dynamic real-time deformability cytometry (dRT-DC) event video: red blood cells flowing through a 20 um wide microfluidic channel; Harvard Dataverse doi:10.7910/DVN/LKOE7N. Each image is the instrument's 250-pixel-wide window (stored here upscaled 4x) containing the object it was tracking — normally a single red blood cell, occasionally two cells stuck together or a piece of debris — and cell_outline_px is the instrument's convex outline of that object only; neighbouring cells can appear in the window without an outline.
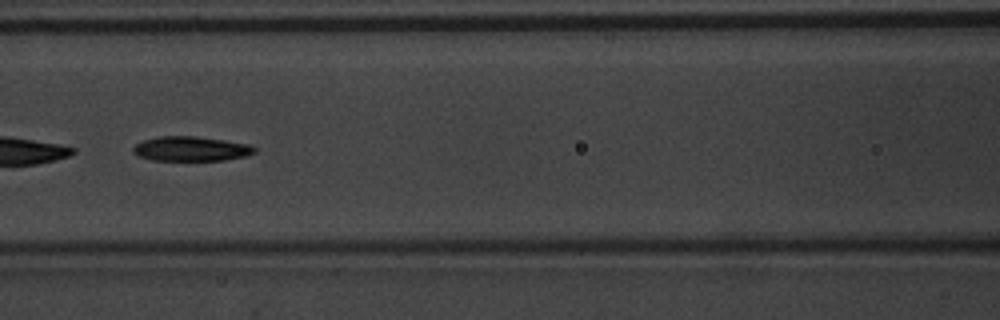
{"species": "common noctule bat (a hibernating species)", "species_latin": "Nyctalus noctula", "temperature_condition": "warm", "stored_images_in_passage": 5, "camera_frame_rate_fps": 3000, "um_per_image_px": 0.085, "animal": {"sex": "male", "body_mass_g": 20.1, "forearm_length_mm": 53.5}, "frame": {"image": 1, "passage_image": 5, "time_ms": 1.333, "image_size_px": [1000, 320], "cell_outline_px": [[256, 152], [244, 156], [224, 160], [152, 160], [136, 156], [132, 152], [132, 148], [136, 144], [144, 140], [160, 136], [196, 136], [224, 140], [248, 144], [256, 148]], "centroid_in_image_um": [16.2, 12.65], "position_along_channel_um": 150.4, "area_um2": 17.4}}